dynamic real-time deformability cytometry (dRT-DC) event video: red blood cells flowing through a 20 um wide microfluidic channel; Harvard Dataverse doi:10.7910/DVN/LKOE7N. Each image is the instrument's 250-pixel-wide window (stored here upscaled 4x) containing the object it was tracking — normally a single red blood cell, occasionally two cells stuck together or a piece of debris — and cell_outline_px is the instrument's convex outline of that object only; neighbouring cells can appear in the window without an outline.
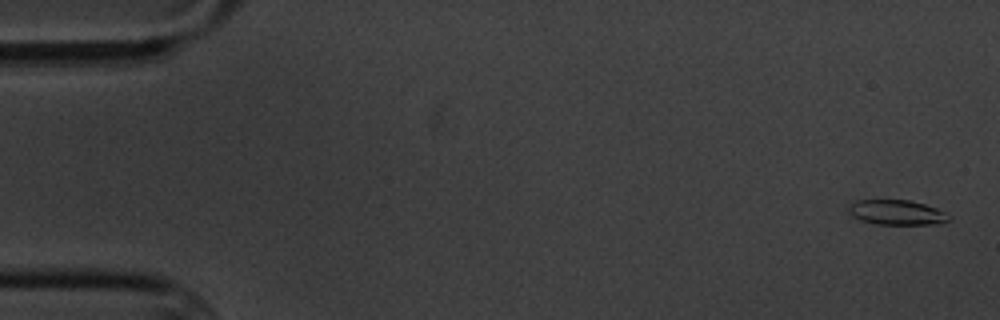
{"species": "common noctule bat (a hibernating species)", "species_latin": "Nyctalus noctula", "temperature_condition": "cold", "stored_images_in_passage": 6, "camera_frame_rate_fps": 3000, "um_per_image_px": 0.085, "animal": {"sex": "male", "body_mass_g": 20.1, "forearm_length_mm": 53.5}, "frame": {"image": 1, "passage_image": 1, "time_ms": 0.0, "image_size_px": [1000, 320], "cell_outline_px": [[952, 216], [948, 220], [936, 224], [876, 224], [860, 220], [852, 216], [848, 212], [848, 208], [856, 200], [908, 200], [924, 204], [936, 208]], "centroid_in_image_um": [76.21, 18.06], "position_along_channel_um": 8.8, "area_um2": 14.45}}